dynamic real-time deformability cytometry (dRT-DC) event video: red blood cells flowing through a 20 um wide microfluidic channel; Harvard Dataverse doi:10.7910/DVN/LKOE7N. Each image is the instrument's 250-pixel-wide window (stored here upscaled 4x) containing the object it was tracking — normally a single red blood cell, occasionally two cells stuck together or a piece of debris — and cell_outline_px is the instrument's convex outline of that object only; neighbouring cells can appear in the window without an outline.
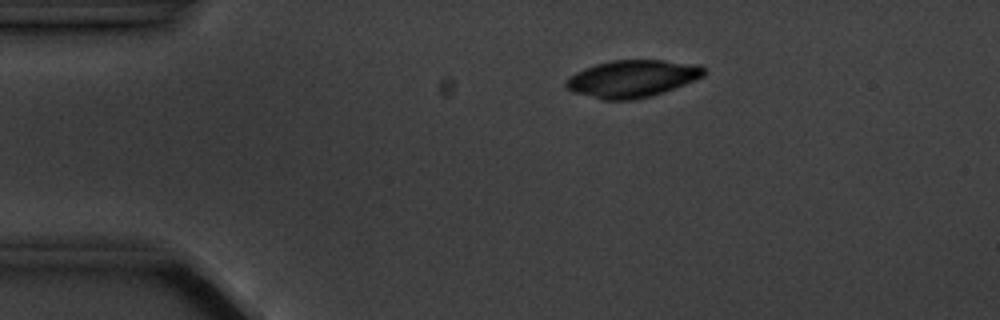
{"species": "common noctule bat (a hibernating species)", "species_latin": "Nyctalus noctula", "temperature_condition": "cold", "stored_images_in_passage": 2, "camera_frame_rate_fps": 3000, "um_per_image_px": 0.085, "animal": {"sex": "male", "body_mass_g": 20.1, "forearm_length_mm": 53.5}, "frame": {"image": 1, "passage_image": 1, "time_ms": 0.0, "image_size_px": [1000, 320], "cell_outline_px": [[704, 76], [664, 92], [652, 96], [632, 100], [604, 100], [572, 92], [564, 84], [564, 80], [568, 76], [584, 68], [596, 64], [612, 60], [664, 60], [700, 64], [704, 68]], "centroid_in_image_um": [53.72, 6.68], "position_along_channel_um": 31.3, "area_um2": 30.06}}